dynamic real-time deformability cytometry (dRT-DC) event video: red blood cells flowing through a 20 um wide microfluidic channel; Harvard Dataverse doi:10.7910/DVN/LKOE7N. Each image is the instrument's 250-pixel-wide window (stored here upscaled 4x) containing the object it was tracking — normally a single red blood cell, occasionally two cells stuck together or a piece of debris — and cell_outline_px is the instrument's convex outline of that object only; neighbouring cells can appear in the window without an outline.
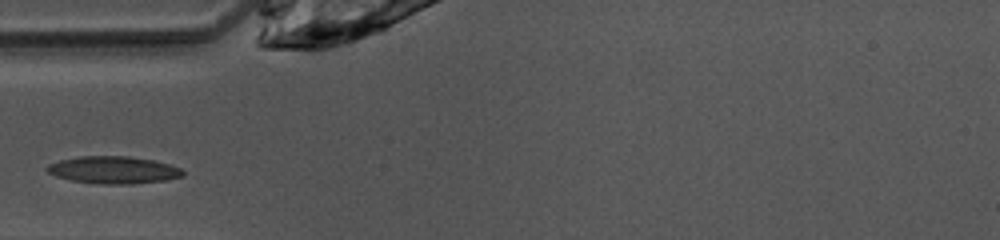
{"species": "common noctule bat (a hibernating species)", "species_latin": "Nyctalus noctula", "temperature_condition": "warm", "stored_images_in_passage": 33, "camera_frame_rate_fps": 3000, "um_per_image_px": 0.085, "animal": {"sex": "female", "body_mass_g": 10.0, "forearm_length_mm": 53.1}, "frame": {"image": 1, "passage_image": 1, "time_ms": 0.0, "image_size_px": [1000, 240], "cell_outline_px": [[184, 176], [164, 180], [132, 184], [100, 184], [72, 180], [56, 176], [48, 172], [44, 168], [48, 164], [60, 160], [80, 156], [128, 156], [152, 160], [168, 164], [180, 168], [184, 172]], "centroid_in_image_um": [9.62, 14.44], "position_along_channel_um": 75.4, "area_um2": 21.5}}
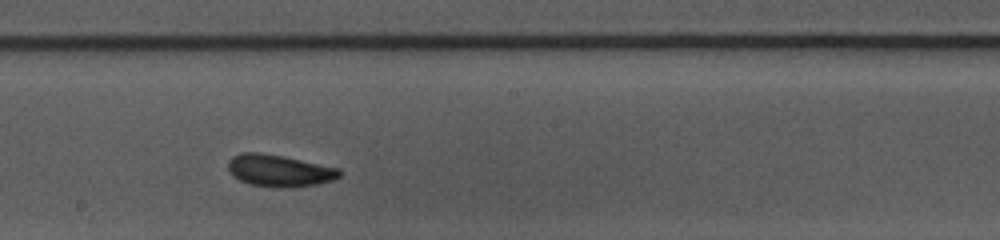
{"frame": {"image": 2, "passage_image": 12, "time_ms": 3.667, "image_size_px": [1000, 240], "cell_outline_px": [[340, 176], [332, 180], [316, 184], [288, 188], [276, 188], [248, 184], [232, 176], [228, 172], [228, 160], [232, 156], [240, 152], [260, 152], [284, 156], [340, 168]], "centroid_in_image_um": [23.69, 14.5], "position_along_channel_um": 224.5, "area_um2": 21.04}}
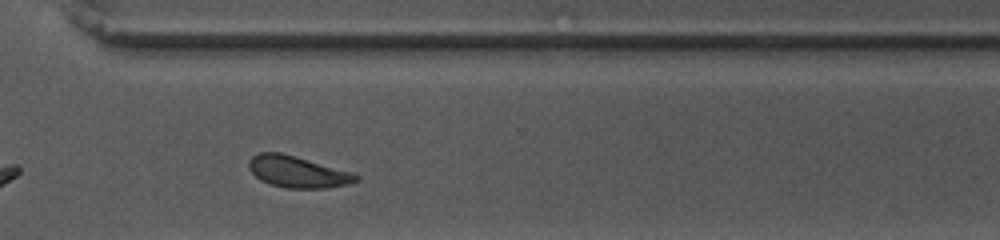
{"frame": {"image": 3, "passage_image": 21, "time_ms": 6.667, "image_size_px": [1000, 240], "cell_outline_px": [[360, 180], [348, 184], [328, 188], [284, 188], [260, 180], [248, 168], [248, 160], [252, 156], [260, 152], [280, 152], [352, 172], [360, 176]], "centroid_in_image_um": [25.29, 14.61], "position_along_channel_um": 345.3, "area_um2": 19.65}}